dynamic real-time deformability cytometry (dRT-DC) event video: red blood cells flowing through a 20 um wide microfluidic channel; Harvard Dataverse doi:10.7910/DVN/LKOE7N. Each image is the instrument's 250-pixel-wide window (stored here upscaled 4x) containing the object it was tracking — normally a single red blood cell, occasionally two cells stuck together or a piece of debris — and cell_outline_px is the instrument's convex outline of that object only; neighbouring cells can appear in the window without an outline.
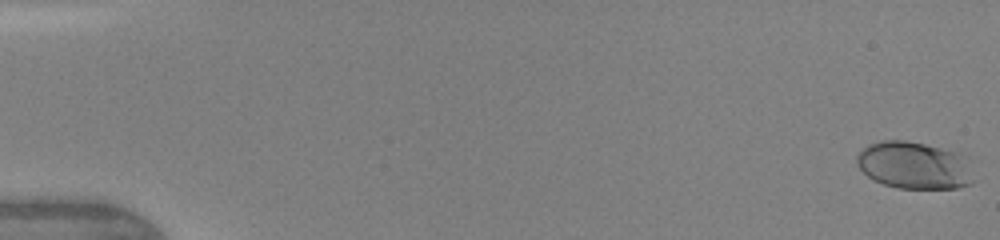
{"species": "human", "species_latin": "Homo sapiens", "temperature_condition": "warm", "stored_images_in_passage": 9, "camera_frame_rate_fps": 3000, "um_per_image_px": 0.085, "donor": {"sex": "female"}, "frame": {"image": 1, "passage_image": 1, "time_ms": 0.0, "image_size_px": [1000, 240], "cell_outline_px": [[972, 184], [956, 188], [900, 188], [884, 184], [868, 176], [856, 164], [856, 156], [868, 144], [880, 140], [904, 140], [924, 144], [960, 152], [964, 156], [972, 180]], "centroid_in_image_um": [77.67, 14.04], "position_along_channel_um": 7.3, "area_um2": 31.85}}
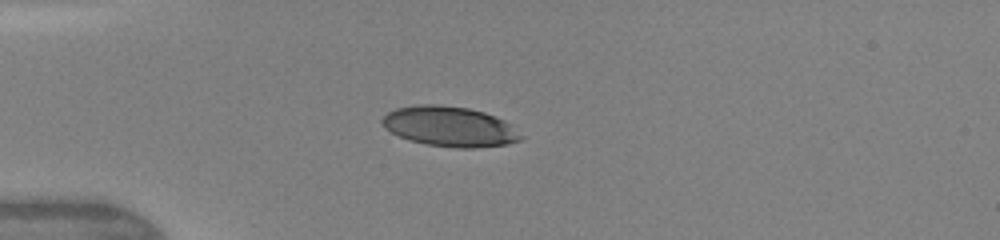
{"frame": {"image": 2, "passage_image": 6, "time_ms": 4.333, "image_size_px": [1000, 240], "cell_outline_px": [[524, 136], [520, 140], [508, 144], [476, 148], [456, 148], [428, 144], [408, 140], [384, 128], [380, 124], [380, 120], [388, 112], [396, 108], [416, 104], [440, 104], [468, 108], [484, 112], [496, 116], [504, 120]], "centroid_in_image_um": [38.21, 10.75], "position_along_channel_um": 46.8, "area_um2": 32.6}}